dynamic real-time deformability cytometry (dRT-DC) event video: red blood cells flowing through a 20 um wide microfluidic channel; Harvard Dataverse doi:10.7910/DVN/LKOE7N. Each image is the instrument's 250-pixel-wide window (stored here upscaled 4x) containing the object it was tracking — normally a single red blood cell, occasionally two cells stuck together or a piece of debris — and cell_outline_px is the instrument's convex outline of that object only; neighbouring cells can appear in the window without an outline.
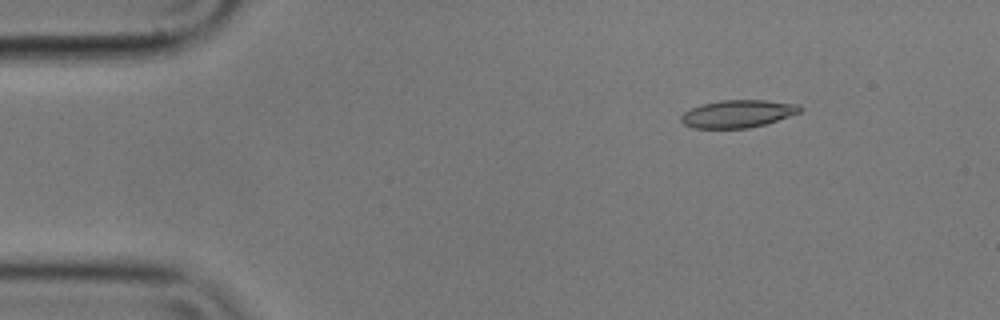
{"species": "common noctule bat (a hibernating species)", "species_latin": "Nyctalus noctula", "temperature_condition": "cold", "stored_images_in_passage": 4, "camera_frame_rate_fps": 3000, "um_per_image_px": 0.085, "animal": {"sex": "male", "body_mass_g": 17.9}, "frame": {"image": 1, "passage_image": 2, "time_ms": 0.333, "image_size_px": [1000, 320], "cell_outline_px": [[804, 108], [800, 112], [764, 124], [748, 128], [692, 128], [684, 124], [680, 120], [680, 116], [684, 112], [700, 104], [720, 100], [764, 100], [800, 104]], "centroid_in_image_um": [62.7, 9.66], "position_along_channel_um": 22.3, "area_um2": 19.13}}
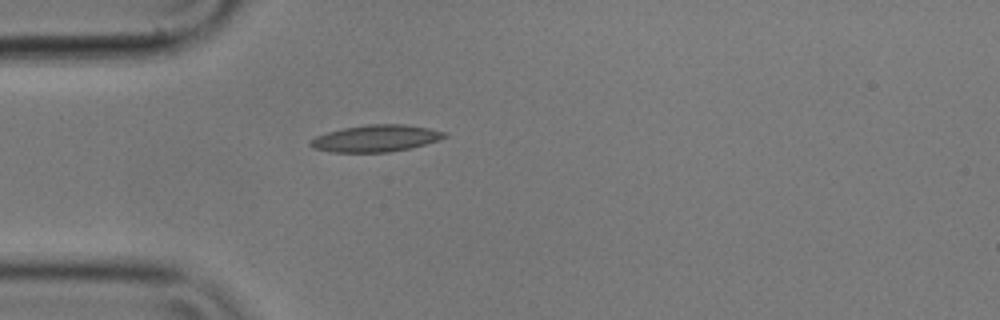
{"frame": {"image": 2, "passage_image": 4, "time_ms": 1.0, "image_size_px": [1000, 320], "cell_outline_px": [[448, 136], [424, 144], [408, 148], [388, 152], [332, 152], [312, 148], [308, 144], [316, 136], [328, 132], [344, 128], [368, 124], [404, 124], [428, 128], [444, 132]], "centroid_in_image_um": [31.91, 11.76], "position_along_channel_um": 53.1, "area_um2": 20.63}}